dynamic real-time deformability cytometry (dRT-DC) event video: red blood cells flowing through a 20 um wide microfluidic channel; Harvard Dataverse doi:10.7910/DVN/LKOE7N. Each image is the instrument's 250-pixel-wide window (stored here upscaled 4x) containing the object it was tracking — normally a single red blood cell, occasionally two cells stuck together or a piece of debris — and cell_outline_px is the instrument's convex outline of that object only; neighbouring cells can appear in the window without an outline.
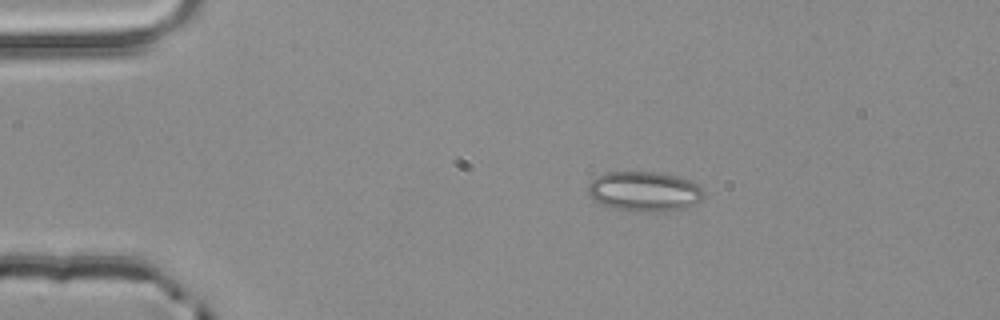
{"species": "common noctule bat (a hibernating species)", "species_latin": "Nyctalus noctula", "temperature_condition": "room temperature", "stored_images_in_passage": 2, "camera_frame_rate_fps": 3000, "um_per_image_px": 0.085, "animal": {"sex": "male", "body_mass_g": 20.4}, "frame": {"image": 1, "passage_image": 1, "time_ms": 0.0, "image_size_px": [1000, 320], "cell_outline_px": [[704, 192], [700, 200], [696, 204], [684, 208], [664, 212], [640, 212], [608, 208], [592, 200], [588, 196], [588, 184], [596, 176], [608, 172], [656, 172], [676, 176], [688, 180], [696, 184]], "centroid_in_image_um": [54.71, 16.29], "position_along_channel_um": 30.3, "area_um2": 27.22}}